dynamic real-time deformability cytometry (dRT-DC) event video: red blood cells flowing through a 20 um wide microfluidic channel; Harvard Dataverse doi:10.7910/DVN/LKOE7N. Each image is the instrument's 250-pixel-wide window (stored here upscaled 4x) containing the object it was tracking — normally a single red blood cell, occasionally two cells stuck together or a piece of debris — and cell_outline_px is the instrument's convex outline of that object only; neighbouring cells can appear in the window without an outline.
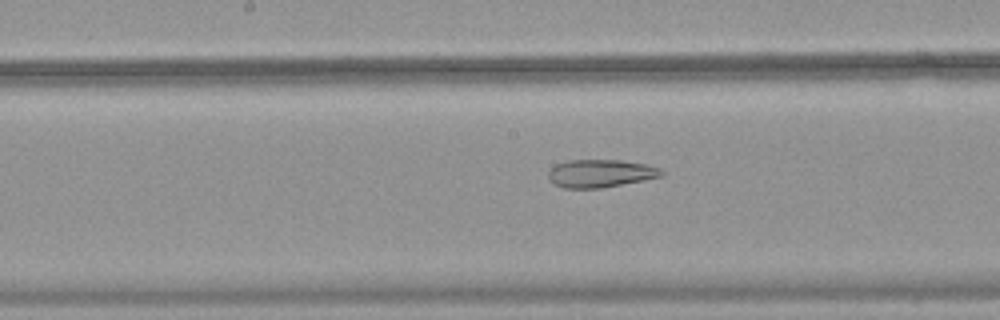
{"species": "common noctule bat (a hibernating species)", "species_latin": "Nyctalus noctula", "temperature_condition": "warm", "stored_images_in_passage": 51, "camera_frame_rate_fps": 3000, "um_per_image_px": 0.085, "animal": {"sex": "female", "body_mass_g": 18.4}, "frame": {"image": 1, "passage_image": 27, "time_ms": 8.667, "image_size_px": [1000, 320], "cell_outline_px": [[664, 176], [644, 180], [600, 188], [564, 188], [548, 180], [548, 172], [556, 164], [568, 160], [620, 160], [648, 164], [660, 168], [664, 172]], "centroid_in_image_um": [51.06, 14.73], "position_along_channel_um": 197.1, "area_um2": 18.44}}
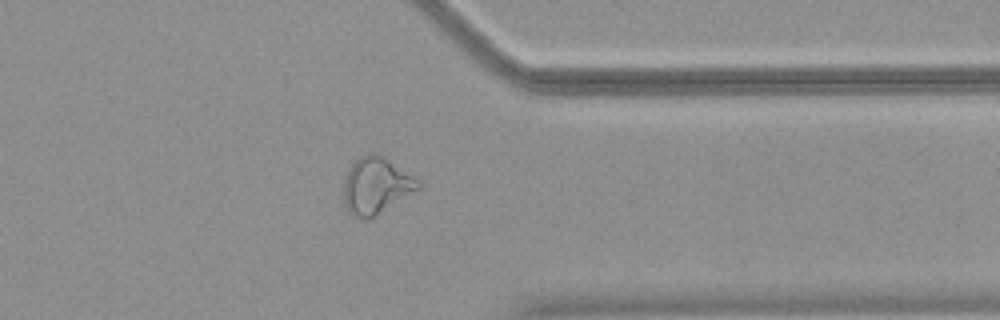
{"frame": {"image": 2, "passage_image": 41, "time_ms": 13.333, "image_size_px": [1000, 320], "cell_outline_px": [[420, 188], [372, 216], [352, 216], [348, 212], [344, 204], [344, 180], [348, 168], [360, 156], [368, 152], [376, 152], [420, 180]], "centroid_in_image_um": [31.94, 15.72], "position_along_channel_um": 379.5, "area_um2": 23.93}}
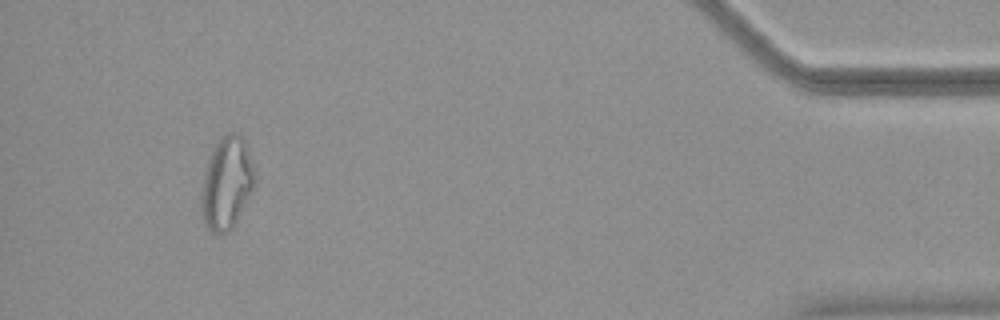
{"frame": {"image": 3, "passage_image": 48, "time_ms": 15.667, "image_size_px": [1000, 320], "cell_outline_px": [[256, 184], [252, 192], [236, 220], [228, 232], [212, 232], [204, 224], [200, 208], [200, 192], [204, 172], [212, 148], [220, 136], [228, 132], [236, 132], [244, 136], [256, 172]], "centroid_in_image_um": [19.27, 15.5], "position_along_channel_um": 415.9, "area_um2": 29.36}}